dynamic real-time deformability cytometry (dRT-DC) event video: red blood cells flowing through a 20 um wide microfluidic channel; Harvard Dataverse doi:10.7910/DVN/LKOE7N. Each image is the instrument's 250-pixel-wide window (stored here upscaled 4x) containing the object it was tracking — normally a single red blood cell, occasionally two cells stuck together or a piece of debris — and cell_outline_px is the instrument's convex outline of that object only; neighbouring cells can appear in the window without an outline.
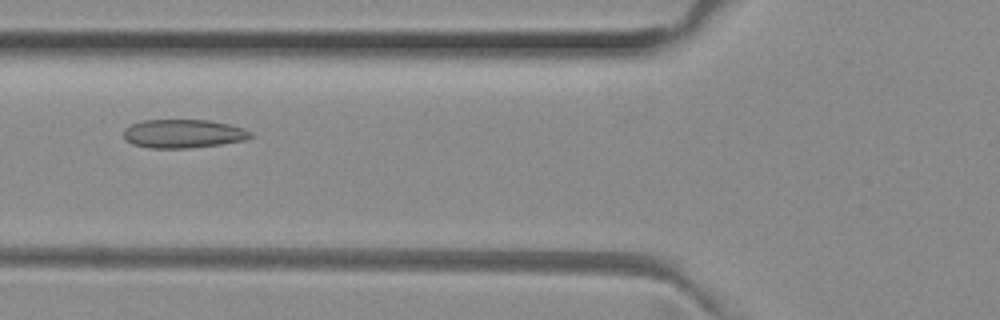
{"species": "common noctule bat (a hibernating species)", "species_latin": "Nyctalus noctula", "temperature_condition": "room temperature", "stored_images_in_passage": 51, "camera_frame_rate_fps": 3000, "um_per_image_px": 0.085, "animal": {"sex": "female", "body_mass_g": 29.2, "forearm_length_mm": 56.3}, "frame": {"image": 1, "passage_image": 19, "time_ms": 6.0, "image_size_px": [1000, 320], "cell_outline_px": [[256, 136], [248, 140], [220, 144], [188, 148], [148, 148], [132, 144], [124, 140], [124, 128], [140, 120], [208, 120], [228, 124], [244, 128], [252, 132]], "centroid_in_image_um": [15.6, 11.36], "position_along_channel_um": 110.2, "area_um2": 21.44}}
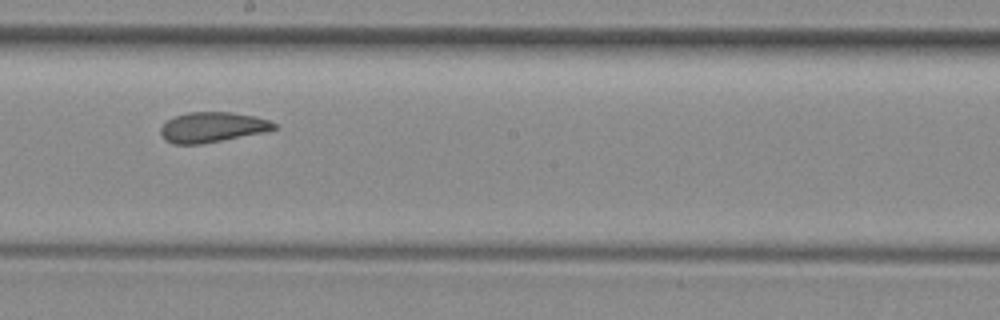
{"frame": {"image": 2, "passage_image": 28, "time_ms": 9.0, "image_size_px": [1000, 320], "cell_outline_px": [[276, 128], [264, 132], [200, 144], [172, 144], [164, 140], [160, 136], [160, 128], [168, 120], [176, 116], [188, 112], [232, 112], [252, 116], [268, 120], [276, 124]], "centroid_in_image_um": [17.99, 10.82], "position_along_channel_um": 230.2, "area_um2": 19.77}}
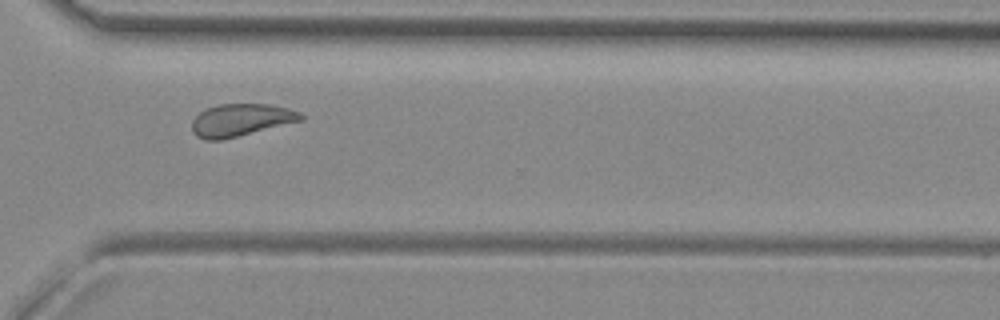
{"frame": {"image": 3, "passage_image": 37, "time_ms": 12.0, "image_size_px": [1000, 320], "cell_outline_px": [[304, 120], [220, 140], [204, 140], [196, 136], [192, 132], [192, 120], [200, 112], [208, 108], [220, 104], [268, 104], [288, 108], [300, 112], [304, 116]], "centroid_in_image_um": [20.47, 10.2], "position_along_channel_um": 350.1, "area_um2": 20.46}, "authors_computed_cell_mechanics": {"area_um2": 21.7328, "velocity_mm_per_s": 3.9951, "shape_relaxation_time_tau1_ms": null, "shape_relaxation_time_tau2_ms": 1.999, "deformation_change_tau1": null, "deformation_change_tau2": 0.0622}}